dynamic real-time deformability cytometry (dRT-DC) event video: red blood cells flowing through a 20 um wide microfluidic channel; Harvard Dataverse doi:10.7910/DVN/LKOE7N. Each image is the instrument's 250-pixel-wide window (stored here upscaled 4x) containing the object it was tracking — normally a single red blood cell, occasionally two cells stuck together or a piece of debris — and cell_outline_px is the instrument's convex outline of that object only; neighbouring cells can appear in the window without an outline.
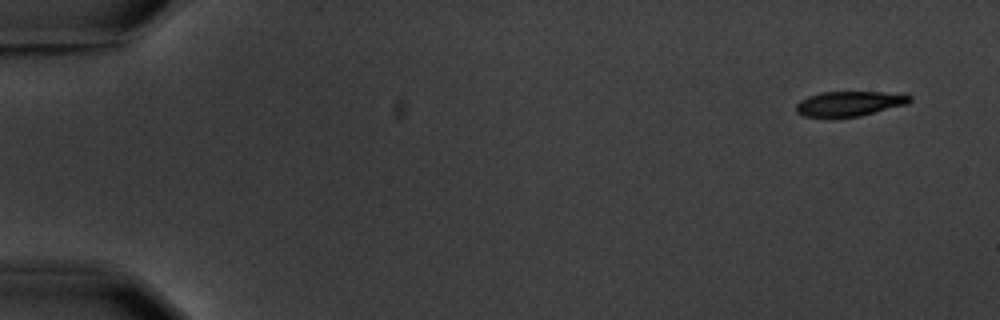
{"species": "common noctule bat (a hibernating species)", "species_latin": "Nyctalus noctula", "temperature_condition": "warm", "stored_images_in_passage": 5, "camera_frame_rate_fps": 3000, "um_per_image_px": 0.085, "animal": {"sex": "male", "body_mass_g": 20.1, "forearm_length_mm": 53.5}, "frame": {"image": 1, "passage_image": 1, "time_ms": 0.0, "image_size_px": [1000, 320], "cell_outline_px": [[912, 100], [908, 104], [860, 116], [804, 116], [796, 112], [796, 104], [800, 100], [808, 96], [820, 92], [908, 92], [912, 96]], "centroid_in_image_um": [72.3, 8.78], "position_along_channel_um": 12.7, "area_um2": 16.65}}
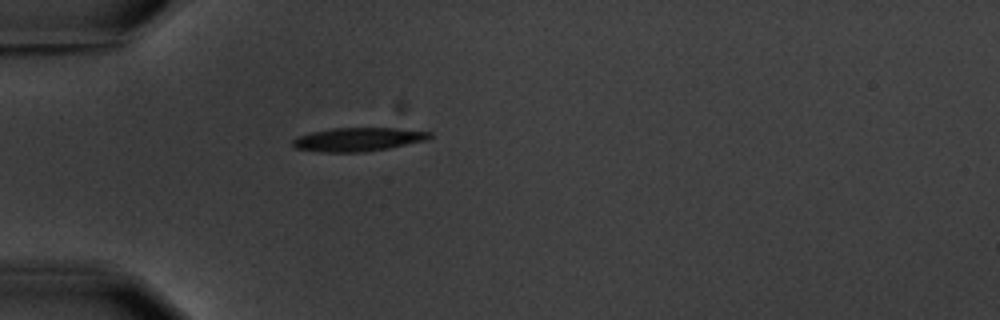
{"frame": {"image": 2, "passage_image": 5, "time_ms": 4.667, "image_size_px": [1000, 320], "cell_outline_px": [[432, 136], [428, 140], [388, 148], [364, 152], [324, 152], [296, 148], [292, 144], [292, 140], [300, 136], [312, 132], [332, 128], [396, 128], [432, 132]], "centroid_in_image_um": [30.48, 11.85], "position_along_channel_um": 54.5, "area_um2": 18.73}}